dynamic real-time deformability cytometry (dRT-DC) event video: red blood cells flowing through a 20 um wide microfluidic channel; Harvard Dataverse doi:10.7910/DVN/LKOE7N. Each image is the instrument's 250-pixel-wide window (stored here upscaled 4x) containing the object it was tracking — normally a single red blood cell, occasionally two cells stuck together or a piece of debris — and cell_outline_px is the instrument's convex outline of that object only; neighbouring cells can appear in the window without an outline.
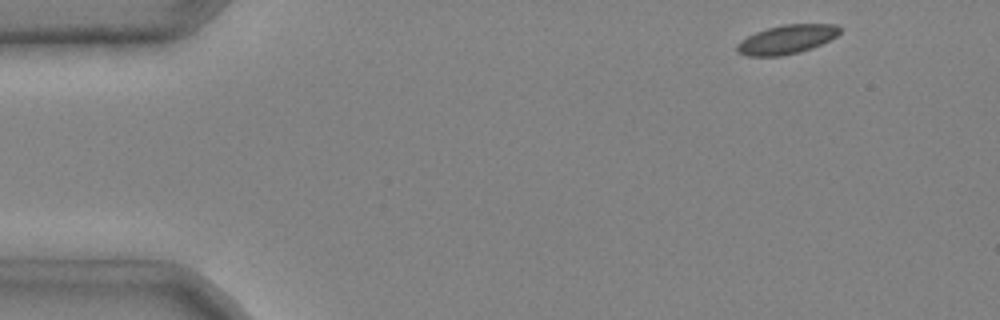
{"species": "common noctule bat (a hibernating species)", "species_latin": "Nyctalus noctula", "temperature_condition": "cold", "stored_images_in_passage": 6, "camera_frame_rate_fps": 3000, "um_per_image_px": 0.085, "animal": {"sex": "male", "body_mass_g": 20.4}, "frame": {"image": 1, "passage_image": 1, "time_ms": 0.0, "image_size_px": [1000, 320], "cell_outline_px": [[840, 32], [836, 36], [812, 48], [780, 56], [748, 56], [736, 52], [736, 44], [740, 40], [756, 32], [768, 28], [784, 24], [836, 24], [840, 28]], "centroid_in_image_um": [66.83, 3.35], "position_along_channel_um": 18.2, "area_um2": 17.17}}
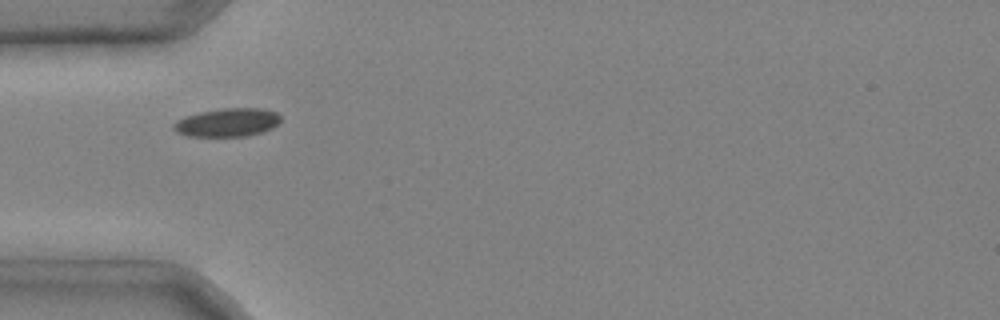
{"frame": {"image": 2, "passage_image": 4, "time_ms": 1.0, "image_size_px": [1000, 320], "cell_outline_px": [[280, 120], [272, 128], [260, 132], [244, 136], [188, 136], [176, 132], [172, 128], [172, 124], [184, 116], [200, 112], [224, 108], [264, 108], [276, 112], [280, 116]], "centroid_in_image_um": [19.3, 10.4], "position_along_channel_um": 65.7, "area_um2": 17.63}}
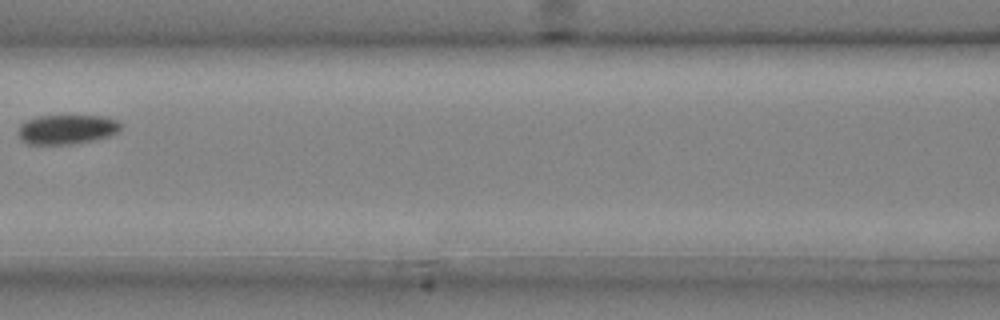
{"frame": {"image": 3, "passage_image": 6, "time_ms": 1.667, "image_size_px": [1000, 320], "cell_outline_px": [[120, 128], [116, 132], [108, 136], [92, 140], [72, 144], [28, 144], [20, 140], [20, 124], [36, 116], [100, 116], [116, 120], [120, 124]], "centroid_in_image_um": [5.65, 11.0], "position_along_channel_um": 161.0, "area_um2": 17.28}}